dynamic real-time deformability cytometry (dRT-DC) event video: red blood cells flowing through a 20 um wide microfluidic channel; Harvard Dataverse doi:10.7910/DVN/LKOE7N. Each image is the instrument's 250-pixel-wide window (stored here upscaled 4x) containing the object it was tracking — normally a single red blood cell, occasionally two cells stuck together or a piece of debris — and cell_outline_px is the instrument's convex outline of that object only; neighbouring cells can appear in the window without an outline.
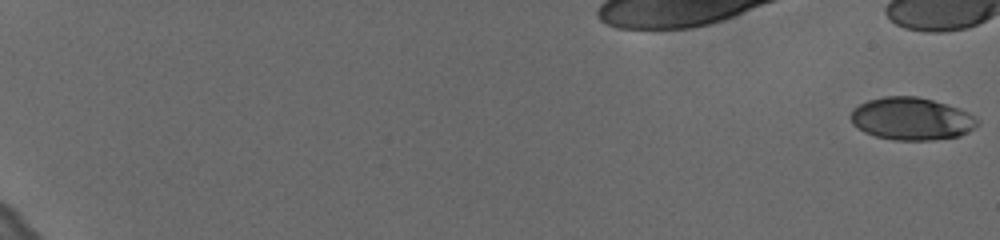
{"species": "human", "species_latin": "Homo sapiens", "temperature_condition": "cold", "stored_images_in_passage": 23, "camera_frame_rate_fps": 3000, "um_per_image_px": 0.085, "donor": {"sex": "female"}, "frame": {"image": 1, "passage_image": 1, "time_ms": 0.0, "image_size_px": [1000, 240], "cell_outline_px": [[980, 120], [968, 132], [960, 136], [936, 140], [892, 140], [876, 136], [864, 132], [852, 124], [848, 116], [852, 108], [868, 100], [884, 96], [916, 96], [932, 100], [968, 112]], "centroid_in_image_um": [77.43, 10.1], "position_along_channel_um": 7.6, "area_um2": 31.5}}
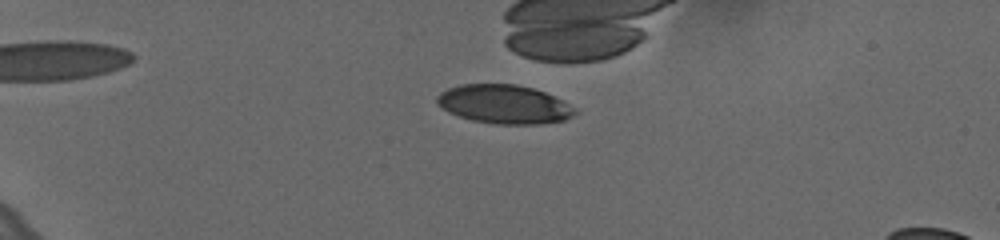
{"frame": {"image": 2, "passage_image": 18, "time_ms": 5.667, "image_size_px": [1000, 240], "cell_outline_px": [[576, 112], [572, 116], [564, 120], [540, 124], [496, 124], [472, 120], [448, 112], [436, 104], [436, 96], [440, 92], [448, 88], [460, 84], [516, 84], [532, 88], [544, 92], [576, 108]], "centroid_in_image_um": [42.81, 8.86], "position_along_channel_um": 42.2, "area_um2": 31.1}}